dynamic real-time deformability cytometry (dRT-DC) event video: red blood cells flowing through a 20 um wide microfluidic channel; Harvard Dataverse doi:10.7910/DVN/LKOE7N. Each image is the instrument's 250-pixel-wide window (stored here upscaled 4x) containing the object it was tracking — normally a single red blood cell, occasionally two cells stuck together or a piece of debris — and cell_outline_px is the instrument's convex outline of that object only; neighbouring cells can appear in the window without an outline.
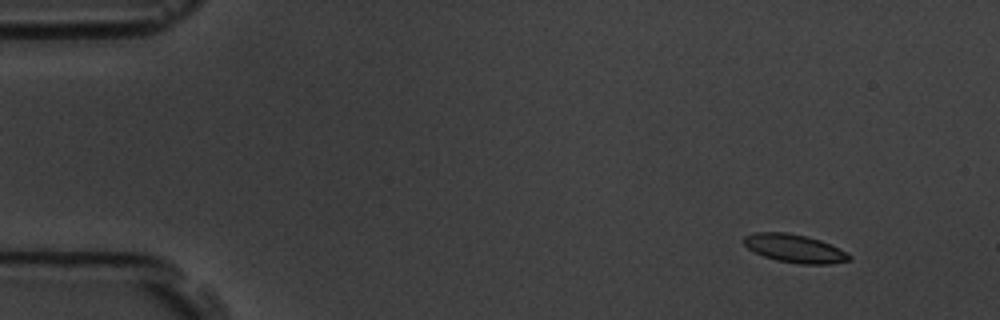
{"species": "common noctule bat (a hibernating species)", "species_latin": "Nyctalus noctula", "temperature_condition": "room temperature", "stored_images_in_passage": 56, "camera_frame_rate_fps": 3000, "um_per_image_px": 0.085, "animal": {"sex": "male", "body_mass_g": 19.5, "forearm_length_mm": 54.6}, "frame": {"image": 1, "passage_image": 5, "time_ms": 1.333, "image_size_px": [1000, 320], "cell_outline_px": [[852, 260], [828, 264], [800, 264], [776, 260], [764, 256], [748, 248], [744, 244], [744, 236], [756, 232], [788, 232], [808, 236], [820, 240], [848, 252], [852, 256]], "centroid_in_image_um": [67.58, 21.11], "position_along_channel_um": 17.4, "area_um2": 17.4}}
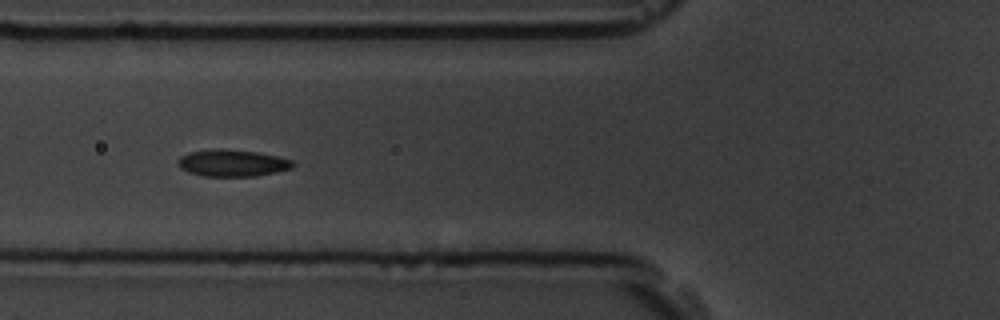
{"frame": {"image": 2, "passage_image": 21, "time_ms": 6.667, "image_size_px": [1000, 320], "cell_outline_px": [[292, 168], [276, 172], [256, 176], [204, 176], [188, 172], [180, 168], [176, 160], [180, 156], [188, 152], [216, 148], [220, 148], [256, 152], [276, 156], [292, 160]], "centroid_in_image_um": [19.69, 13.85], "position_along_channel_um": 106.1, "area_um2": 17.98}}
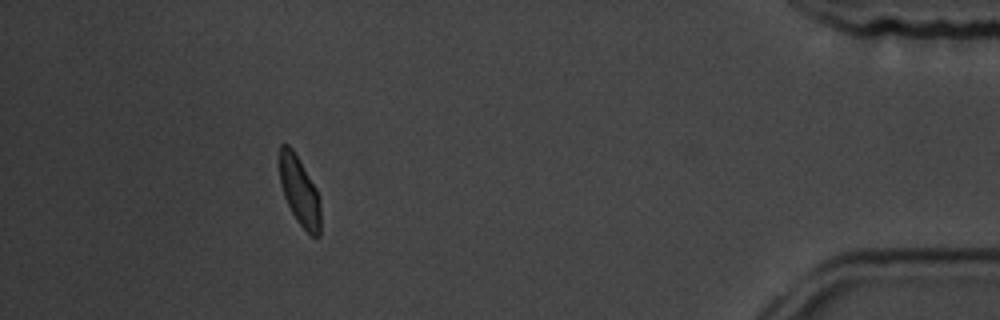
{"frame": {"image": 3, "passage_image": 51, "time_ms": 16.667, "image_size_px": [1000, 320], "cell_outline_px": [[320, 236], [312, 236], [296, 220], [284, 196], [280, 184], [280, 144], [288, 144], [292, 148], [316, 188], [320, 196]], "centroid_in_image_um": [25.47, 16.25], "position_along_channel_um": 409.7, "area_um2": 16.3}, "authors_computed_cell_mechanics": {"area_um2": 17.3111, "velocity_mm_per_s": 3.6036, "shape_relaxation_time_tau1_ms": 4.6783, "shape_relaxation_time_tau2_ms": 1.2863, "deformation_change_tau1": 0.1488, "deformation_change_tau2": 0.0528}}